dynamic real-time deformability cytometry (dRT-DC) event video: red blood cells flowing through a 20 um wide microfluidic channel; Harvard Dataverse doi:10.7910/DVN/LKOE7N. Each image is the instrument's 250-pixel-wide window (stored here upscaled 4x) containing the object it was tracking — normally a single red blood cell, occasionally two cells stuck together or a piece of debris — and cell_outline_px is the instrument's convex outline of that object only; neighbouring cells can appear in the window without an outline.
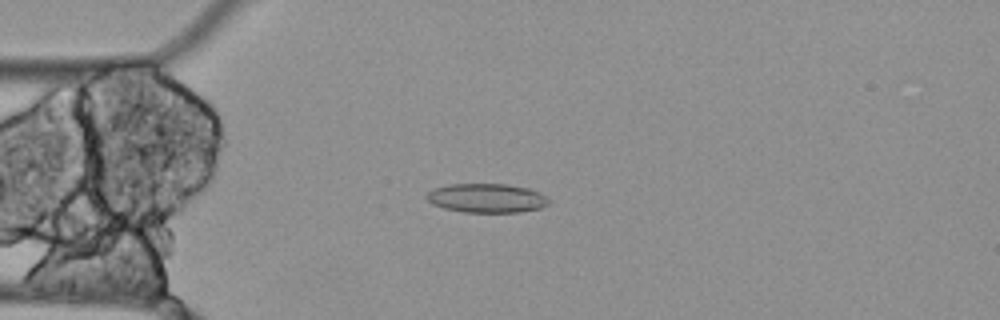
{"species": "Egyptian fruit bat (a non-hibernating species)", "species_latin": "Rousettus aegyptiacus", "temperature_condition": "cold", "stored_images_in_passage": 40, "segment_of_instrument_passage": [1, 2], "camera_frame_rate_fps": 3000, "um_per_image_px": 0.085, "animal": {"sex": "female"}, "frame": {"image": 1, "passage_image": 13, "time_ms": 4.0, "image_size_px": [1000, 320], "cell_outline_px": [[552, 200], [548, 204], [540, 208], [520, 212], [464, 212], [444, 208], [432, 204], [424, 196], [432, 188], [448, 184], [508, 184], [528, 188], [540, 192]], "centroid_in_image_um": [41.37, 16.83], "position_along_channel_um": 43.6, "area_um2": 20.92}}
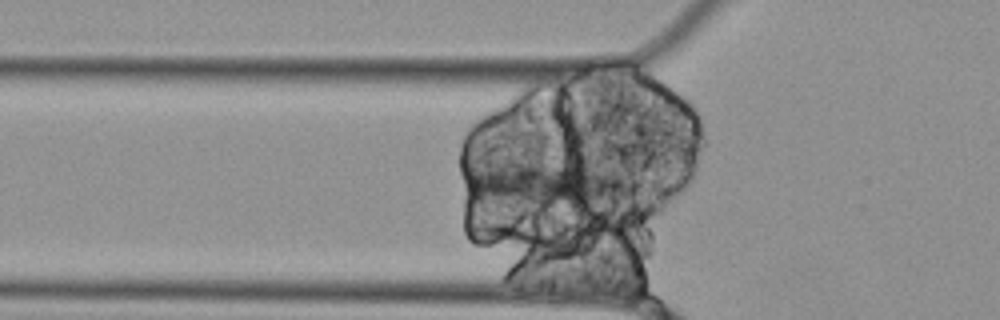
{"frame": {"image": 2, "passage_image": 17, "time_ms": 5.333, "image_size_px": [1000, 320], "cell_outline_px": [[624, 192], [552, 208], [468, 192], [464, 188], [460, 176], [460, 172], [500, 164], [524, 164], [572, 168], [600, 172], [624, 184]], "centroid_in_image_um": [45.89, 15.65], "position_along_channel_um": 79.9, "area_um2": 36.36}}